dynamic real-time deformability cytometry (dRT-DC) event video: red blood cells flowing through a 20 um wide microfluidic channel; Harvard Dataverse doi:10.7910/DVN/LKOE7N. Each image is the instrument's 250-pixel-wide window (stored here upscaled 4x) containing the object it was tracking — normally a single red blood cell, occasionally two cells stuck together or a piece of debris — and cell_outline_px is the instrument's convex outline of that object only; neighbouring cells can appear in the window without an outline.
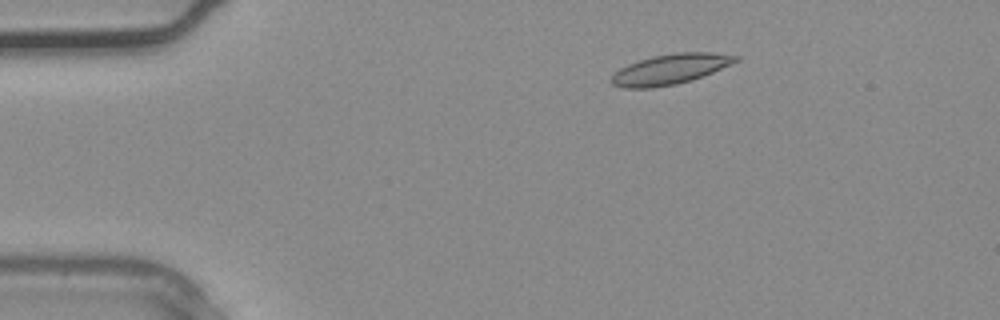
{"species": "common noctule bat (a hibernating species)", "species_latin": "Nyctalus noctula", "temperature_condition": "warm", "stored_images_in_passage": 2, "camera_frame_rate_fps": 3000, "um_per_image_px": 0.085, "animal": {"sex": "male", "body_mass_g": 20.4}, "frame": {"image": 1, "passage_image": 1, "time_ms": 0.0, "image_size_px": [1000, 320], "cell_outline_px": [[740, 60], [732, 64], [692, 80], [676, 84], [652, 88], [624, 88], [612, 84], [612, 76], [620, 68], [628, 64], [652, 56], [676, 52], [712, 52], [740, 56]], "centroid_in_image_um": [57.0, 5.87], "position_along_channel_um": 28.0, "area_um2": 21.85}}